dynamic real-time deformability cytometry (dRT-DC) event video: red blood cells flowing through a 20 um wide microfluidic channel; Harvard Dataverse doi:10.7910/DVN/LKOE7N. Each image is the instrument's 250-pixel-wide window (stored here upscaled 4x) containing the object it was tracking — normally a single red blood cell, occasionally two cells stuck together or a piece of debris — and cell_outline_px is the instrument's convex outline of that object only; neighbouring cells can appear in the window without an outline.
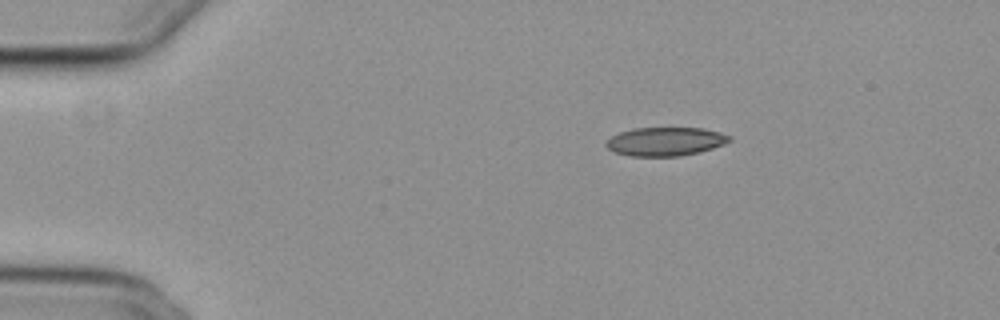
{"species": "common noctule bat (a hibernating species)", "species_latin": "Nyctalus noctula", "temperature_condition": "cold", "stored_images_in_passage": 13, "camera_frame_rate_fps": 3000, "um_per_image_px": 0.085, "animal": {"sex": "female", "body_mass_g": 29.2, "forearm_length_mm": 56.3}, "frame": {"image": 1, "passage_image": 1, "time_ms": 0.0, "image_size_px": [1000, 320], "cell_outline_px": [[732, 140], [724, 144], [712, 148], [680, 156], [628, 156], [616, 152], [608, 148], [604, 144], [612, 136], [620, 132], [636, 128], [704, 128], [720, 132], [732, 136]], "centroid_in_image_um": [56.58, 12.02], "position_along_channel_um": 28.4, "area_um2": 20.46}}
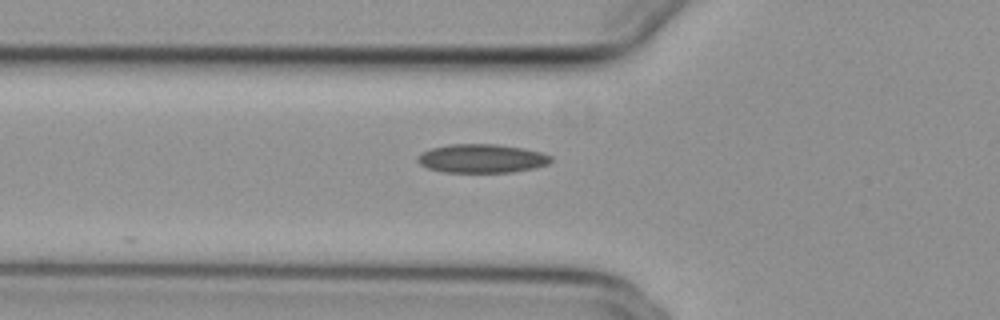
{"frame": {"image": 2, "passage_image": 11, "time_ms": 3.333, "image_size_px": [1000, 320], "cell_outline_px": [[552, 160], [548, 164], [532, 168], [512, 172], [444, 172], [428, 168], [420, 164], [416, 160], [416, 156], [420, 152], [432, 148], [448, 144], [496, 144], [524, 148], [540, 152], [552, 156]], "centroid_in_image_um": [40.92, 13.46], "position_along_channel_um": 84.9, "area_um2": 22.37}}